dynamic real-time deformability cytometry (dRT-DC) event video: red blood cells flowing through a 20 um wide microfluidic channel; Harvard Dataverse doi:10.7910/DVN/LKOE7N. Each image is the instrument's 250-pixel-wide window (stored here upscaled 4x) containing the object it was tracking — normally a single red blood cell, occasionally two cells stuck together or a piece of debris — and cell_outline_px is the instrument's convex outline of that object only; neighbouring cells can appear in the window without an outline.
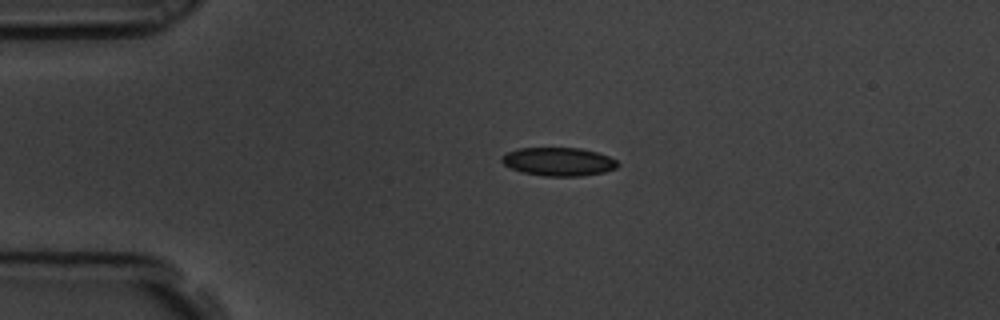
{"species": "common noctule bat (a hibernating species)", "species_latin": "Nyctalus noctula", "temperature_condition": "room temperature", "stored_images_in_passage": 3, "camera_frame_rate_fps": 3000, "um_per_image_px": 0.085, "animal": {"sex": "male", "body_mass_g": 19.5, "forearm_length_mm": 54.6}, "frame": {"image": 1, "passage_image": 2, "time_ms": 0.333, "image_size_px": [1000, 320], "cell_outline_px": [[620, 164], [616, 168], [604, 172], [584, 176], [544, 176], [524, 172], [512, 168], [504, 164], [500, 160], [500, 156], [516, 148], [580, 148], [596, 152], [608, 156], [616, 160]], "centroid_in_image_um": [47.48, 13.74], "position_along_channel_um": 37.5, "area_um2": 19.19}}